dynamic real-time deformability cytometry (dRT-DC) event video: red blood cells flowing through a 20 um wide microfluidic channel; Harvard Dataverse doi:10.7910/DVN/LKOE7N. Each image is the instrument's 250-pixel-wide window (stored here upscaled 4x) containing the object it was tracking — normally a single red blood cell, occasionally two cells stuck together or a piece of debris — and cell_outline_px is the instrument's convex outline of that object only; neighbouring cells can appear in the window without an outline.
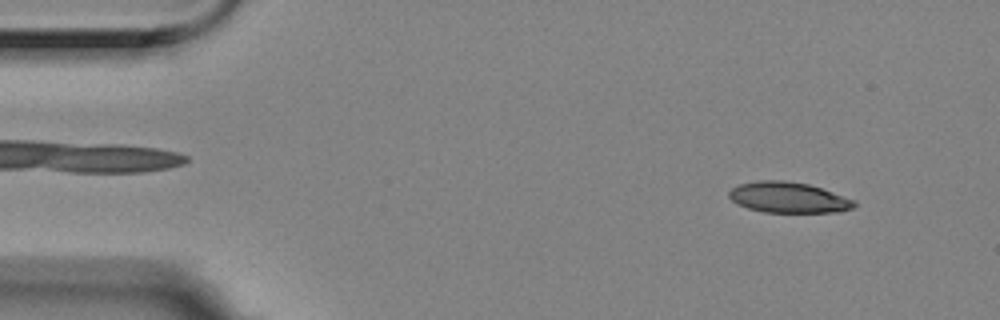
{"species": "Egyptian fruit bat (a non-hibernating species)", "species_latin": "Rousettus aegyptiacus", "temperature_condition": "room temperature", "stored_images_in_passage": 2, "camera_frame_rate_fps": 3000, "um_per_image_px": 0.085, "animal": {"sex": "female"}, "frame": {"image": 1, "passage_image": 1, "time_ms": 0.0, "image_size_px": [1000, 320], "cell_outline_px": [[856, 204], [852, 208], [840, 212], [764, 212], [748, 208], [736, 204], [728, 196], [728, 192], [732, 188], [740, 184], [760, 180], [784, 180], [808, 184], [856, 200]], "centroid_in_image_um": [67.0, 16.79], "position_along_channel_um": 18.0, "area_um2": 22.37}}